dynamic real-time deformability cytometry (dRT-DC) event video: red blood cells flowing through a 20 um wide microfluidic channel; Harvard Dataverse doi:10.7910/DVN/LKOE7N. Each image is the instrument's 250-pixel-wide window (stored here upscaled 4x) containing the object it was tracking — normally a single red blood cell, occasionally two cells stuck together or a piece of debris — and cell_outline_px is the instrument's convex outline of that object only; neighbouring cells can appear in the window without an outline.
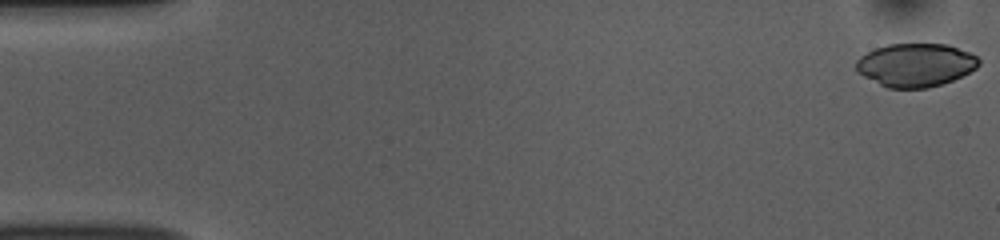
{"species": "common noctule bat (a hibernating species)", "species_latin": "Nyctalus noctula", "temperature_condition": "room temperature", "stored_images_in_passage": 52, "camera_frame_rate_fps": 3000, "um_per_image_px": 0.085, "animal": {"sex": "female", "body_mass_g": 10.0, "forearm_length_mm": 53.1}, "frame": {"image": 1, "passage_image": 1, "time_ms": 0.0, "image_size_px": [1000, 240], "cell_outline_px": [[980, 64], [976, 68], [952, 80], [928, 88], [888, 88], [856, 72], [856, 60], [860, 56], [876, 48], [888, 44], [948, 44], [968, 52], [976, 56], [980, 60]], "centroid_in_image_um": [77.81, 5.52], "position_along_channel_um": 7.2, "area_um2": 30.75}}
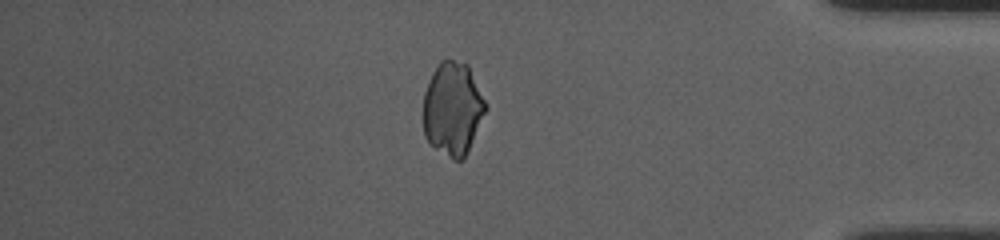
{"frame": {"image": 2, "passage_image": 45, "time_ms": 14.667, "image_size_px": [1000, 240], "cell_outline_px": [[488, 108], [464, 160], [452, 160], [428, 144], [424, 136], [424, 92], [428, 80], [432, 72], [440, 60], [452, 60], [468, 64]], "centroid_in_image_um": [38.47, 9.27], "position_along_channel_um": 396.7, "area_um2": 34.22}}